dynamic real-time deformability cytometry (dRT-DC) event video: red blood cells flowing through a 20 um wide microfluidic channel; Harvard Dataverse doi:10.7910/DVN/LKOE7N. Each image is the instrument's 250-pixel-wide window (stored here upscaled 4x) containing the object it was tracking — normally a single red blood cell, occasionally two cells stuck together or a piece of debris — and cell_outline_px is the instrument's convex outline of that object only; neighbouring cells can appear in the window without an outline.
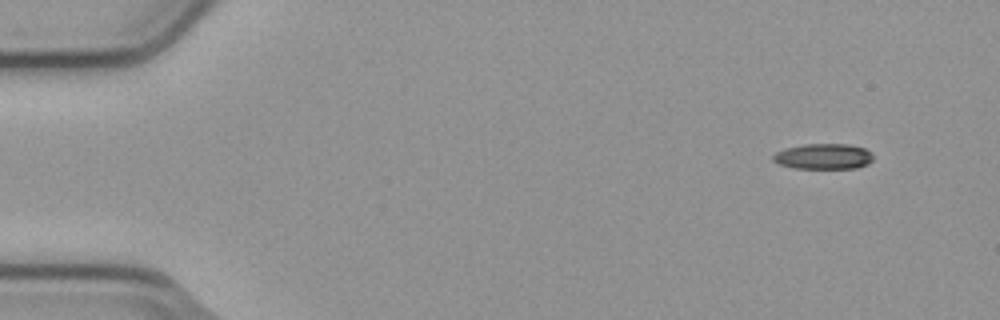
{"species": "common noctule bat (a hibernating species)", "species_latin": "Nyctalus noctula", "temperature_condition": "cold", "stored_images_in_passage": 6, "camera_frame_rate_fps": 3000, "um_per_image_px": 0.085, "animal": {"sex": "male", "body_mass_g": 23.1, "forearm_length_mm": 52.7}, "frame": {"image": 1, "passage_image": 1, "time_ms": 0.0, "image_size_px": [1000, 320], "cell_outline_px": [[872, 160], [868, 164], [856, 168], [792, 168], [780, 164], [772, 160], [772, 156], [776, 152], [784, 148], [804, 144], [848, 144], [864, 148], [872, 152]], "centroid_in_image_um": [69.98, 13.29], "position_along_channel_um": 15.0, "area_um2": 14.97}}
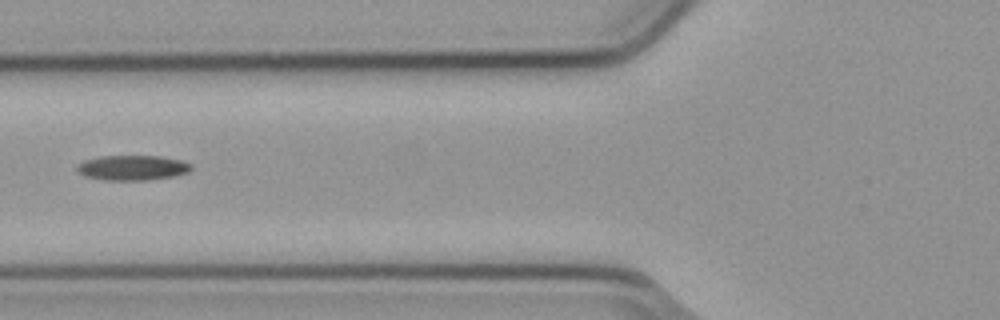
{"frame": {"image": 2, "passage_image": 5, "time_ms": 1.333, "image_size_px": [1000, 320], "cell_outline_px": [[192, 168], [188, 172], [172, 176], [148, 180], [104, 180], [84, 176], [76, 168], [76, 164], [84, 160], [100, 156], [160, 156], [180, 160], [192, 164]], "centroid_in_image_um": [11.23, 14.25], "position_along_channel_um": 114.6, "area_um2": 16.65}}
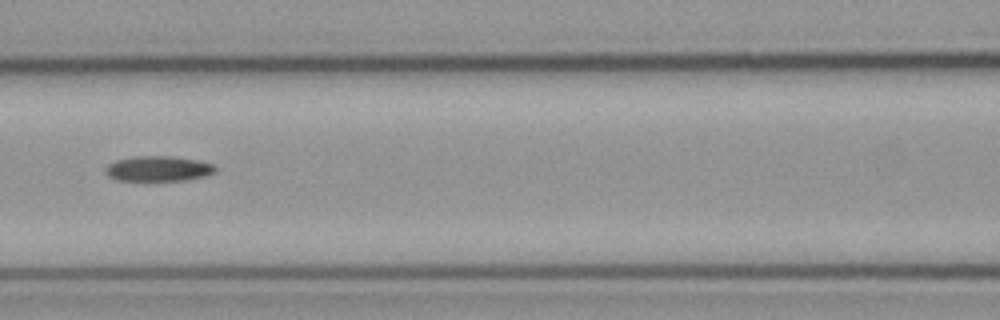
{"frame": {"image": 3, "passage_image": 6, "time_ms": 1.667, "image_size_px": [1000, 320], "cell_outline_px": [[216, 172], [204, 176], [184, 180], [116, 180], [108, 176], [104, 172], [104, 168], [108, 164], [116, 160], [136, 156], [168, 156], [196, 160], [212, 164], [216, 168]], "centroid_in_image_um": [13.41, 14.33], "position_along_channel_um": 153.2, "area_um2": 16.01}}